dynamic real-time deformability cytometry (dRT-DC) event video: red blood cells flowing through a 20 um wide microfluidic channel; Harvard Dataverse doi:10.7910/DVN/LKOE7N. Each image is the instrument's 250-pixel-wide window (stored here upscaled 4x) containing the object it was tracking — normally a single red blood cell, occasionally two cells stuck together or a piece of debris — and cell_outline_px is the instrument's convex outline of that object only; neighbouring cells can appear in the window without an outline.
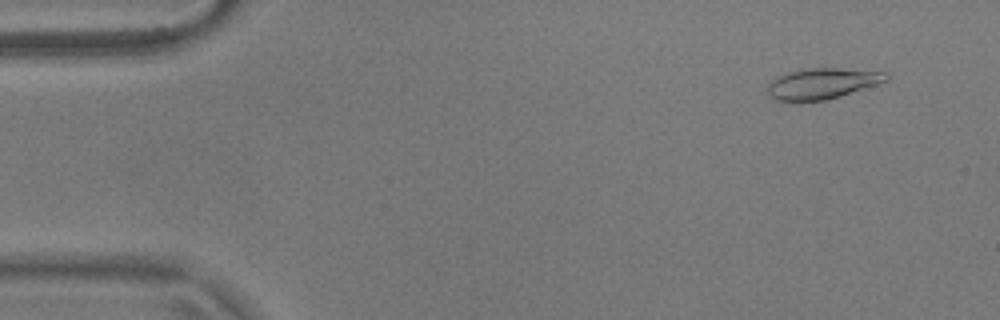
{"species": "common noctule bat (a hibernating species)", "species_latin": "Nyctalus noctula", "temperature_condition": "warm", "stored_images_in_passage": 54, "camera_frame_rate_fps": 3000, "um_per_image_px": 0.085, "animal": {"sex": "male", "body_mass_g": 17.9}, "frame": {"image": 1, "passage_image": 4, "time_ms": 1.0, "image_size_px": [1000, 320], "cell_outline_px": [[888, 80], [876, 84], [824, 100], [776, 100], [768, 92], [768, 84], [776, 76], [800, 68], [836, 68], [888, 72]], "centroid_in_image_um": [69.87, 7.06], "position_along_channel_um": 15.1, "area_um2": 20.81}}
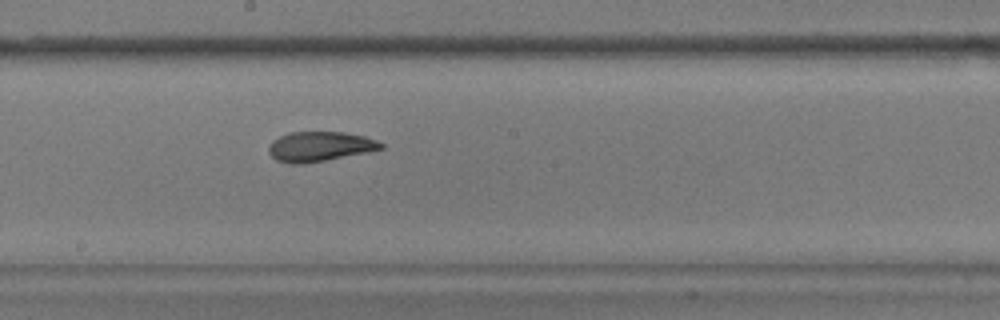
{"frame": {"image": 2, "passage_image": 29, "time_ms": 9.333, "image_size_px": [1000, 320], "cell_outline_px": [[384, 148], [368, 152], [324, 160], [300, 164], [292, 164], [276, 160], [268, 152], [268, 148], [272, 140], [288, 132], [344, 132], [364, 136], [376, 140], [384, 144]], "centroid_in_image_um": [27.17, 12.44], "position_along_channel_um": 221.0, "area_um2": 19.42}}
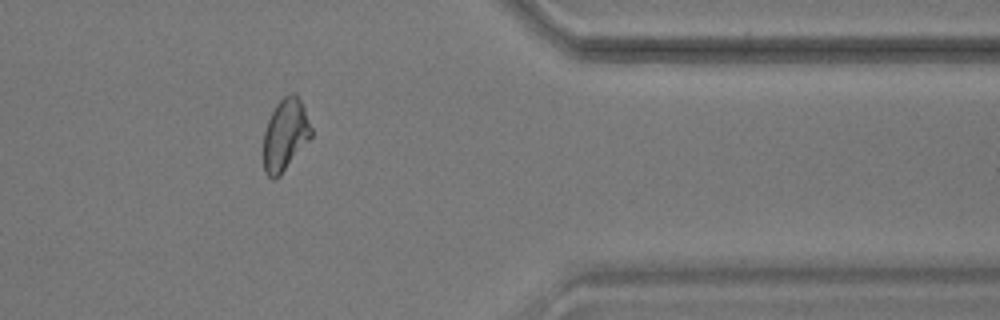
{"frame": {"image": 3, "passage_image": 44, "time_ms": 14.333, "image_size_px": [1000, 320], "cell_outline_px": [[312, 136], [280, 176], [272, 180], [264, 172], [264, 132], [268, 120], [276, 104], [284, 96], [292, 92], [296, 92], [304, 108], [312, 128]], "centroid_in_image_um": [24.25, 11.45], "position_along_channel_um": 387.2, "area_um2": 19.94}, "authors_computed_cell_mechanics": {"area_um2": 20.4612, "velocity_mm_per_s": 3.6884, "shape_relaxation_time_tau1_ms": 6.1793, "shape_relaxation_time_tau2_ms": 1.5172, "deformation_change_tau1": 0.2082, "deformation_change_tau2": 0.0788}}